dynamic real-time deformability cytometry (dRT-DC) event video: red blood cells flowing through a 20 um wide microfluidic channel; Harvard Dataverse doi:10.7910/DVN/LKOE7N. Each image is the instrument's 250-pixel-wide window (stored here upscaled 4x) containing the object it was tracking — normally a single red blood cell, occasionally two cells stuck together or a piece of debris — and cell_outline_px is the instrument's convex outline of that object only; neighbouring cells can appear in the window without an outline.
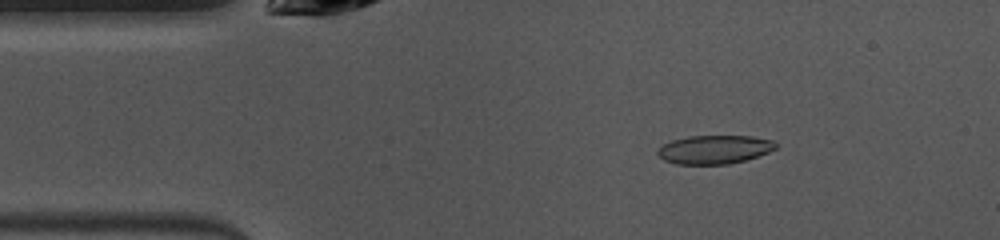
{"species": "common noctule bat (a hibernating species)", "species_latin": "Nyctalus noctula", "temperature_condition": "warm", "stored_images_in_passage": 48, "camera_frame_rate_fps": 3000, "um_per_image_px": 0.085, "animal": {"sex": "female", "body_mass_g": 10.0, "forearm_length_mm": 53.1}, "frame": {"image": 1, "passage_image": 7, "time_ms": 2.0, "image_size_px": [1000, 240], "cell_outline_px": [[776, 148], [768, 152], [744, 160], [728, 164], [676, 164], [664, 160], [656, 152], [664, 144], [672, 140], [688, 136], [752, 136], [776, 140]], "centroid_in_image_um": [60.74, 12.7], "position_along_channel_um": 24.3, "area_um2": 19.59}}
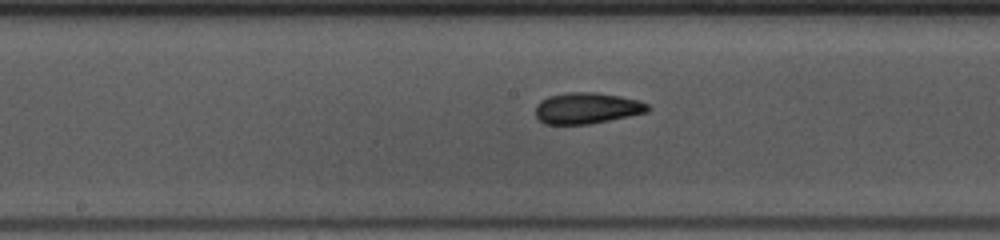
{"frame": {"image": 2, "passage_image": 23, "time_ms": 7.333, "image_size_px": [1000, 240], "cell_outline_px": [[652, 108], [648, 112], [588, 124], [544, 124], [536, 116], [536, 104], [540, 100], [548, 96], [568, 92], [596, 92], [620, 96], [636, 100], [648, 104]], "centroid_in_image_um": [49.87, 9.18], "position_along_channel_um": 198.3, "area_um2": 20.35}}
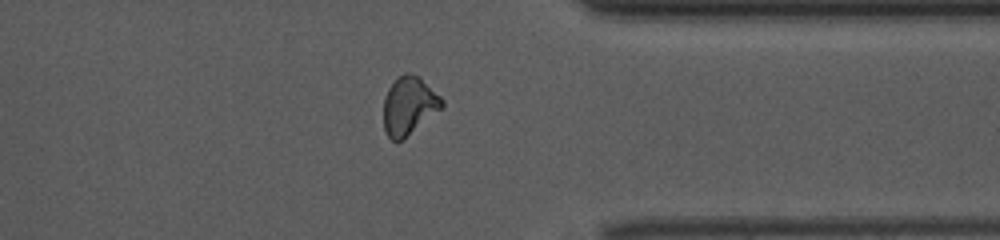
{"frame": {"image": 3, "passage_image": 37, "time_ms": 12.0, "image_size_px": [1000, 240], "cell_outline_px": [[444, 104], [440, 108], [404, 140], [392, 140], [388, 136], [384, 128], [384, 96], [388, 88], [396, 76], [404, 72], [408, 72], [420, 76], [444, 100]], "centroid_in_image_um": [34.74, 8.95], "position_along_channel_um": 376.7, "area_um2": 19.83}, "authors_computed_cell_mechanics": {"area_um2": 20.0566, "velocity_mm_per_s": 4.0044, "shape_relaxation_time_tau1_ms": 2.7456, "shape_relaxation_time_tau2_ms": 2.0621, "deformation_change_tau1": 0.1359, "deformation_change_tau2": 0.0858}}